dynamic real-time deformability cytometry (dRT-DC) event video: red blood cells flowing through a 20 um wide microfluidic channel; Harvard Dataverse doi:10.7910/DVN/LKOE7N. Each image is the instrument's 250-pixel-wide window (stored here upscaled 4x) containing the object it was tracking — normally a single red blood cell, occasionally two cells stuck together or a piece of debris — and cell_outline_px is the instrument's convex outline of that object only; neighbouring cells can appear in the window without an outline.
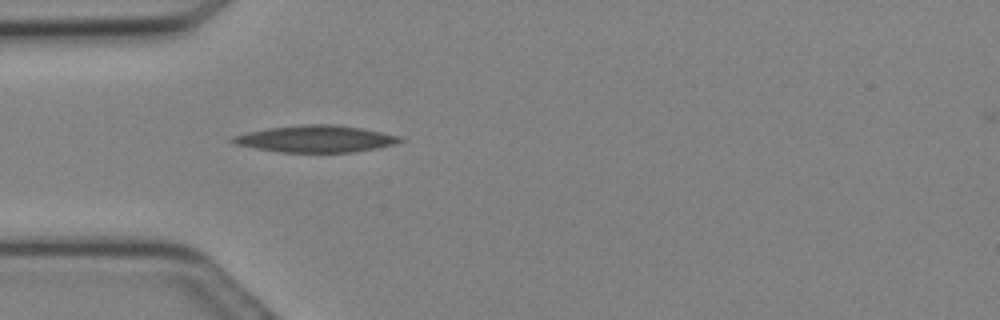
{"species": "Egyptian fruit bat (a non-hibernating species)", "species_latin": "Rousettus aegyptiacus", "temperature_condition": "cold", "stored_images_in_passage": 1, "camera_frame_rate_fps": 3000, "um_per_image_px": 0.085, "animal": {"sex": "female"}, "frame": {"image": 1, "passage_image": 1, "time_ms": 0.0, "image_size_px": [1000, 320], "cell_outline_px": [[404, 140], [396, 144], [376, 148], [352, 152], [280, 152], [256, 148], [236, 144], [228, 140], [232, 136], [248, 132], [268, 128], [300, 124], [336, 124], [360, 128], [400, 136]], "centroid_in_image_um": [26.82, 11.8], "position_along_channel_um": 58.2, "area_um2": 26.07}}